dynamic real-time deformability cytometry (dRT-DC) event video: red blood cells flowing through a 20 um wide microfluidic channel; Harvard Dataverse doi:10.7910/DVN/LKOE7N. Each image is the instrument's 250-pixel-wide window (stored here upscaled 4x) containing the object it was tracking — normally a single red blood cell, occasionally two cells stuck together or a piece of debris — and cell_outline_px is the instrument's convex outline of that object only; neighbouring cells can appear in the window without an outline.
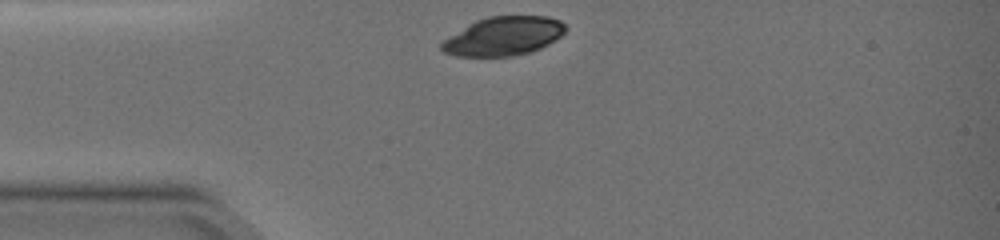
{"species": "common noctule bat (a hibernating species)", "species_latin": "Nyctalus noctula", "temperature_condition": "warm", "stored_images_in_passage": 33, "camera_frame_rate_fps": 3000, "um_per_image_px": 0.085, "animal": {"sex": "female", "body_mass_g": 19.0, "forearm_length_mm": 51.5}, "frame": {"image": 1, "passage_image": 1, "time_ms": 0.0, "image_size_px": [1000, 240], "cell_outline_px": [[564, 32], [560, 36], [548, 44], [532, 52], [512, 56], [456, 56], [444, 52], [440, 48], [440, 44], [444, 40], [476, 20], [488, 16], [548, 16], [560, 20], [564, 24]], "centroid_in_image_um": [42.8, 3.07], "position_along_channel_um": 42.2, "area_um2": 27.74}}
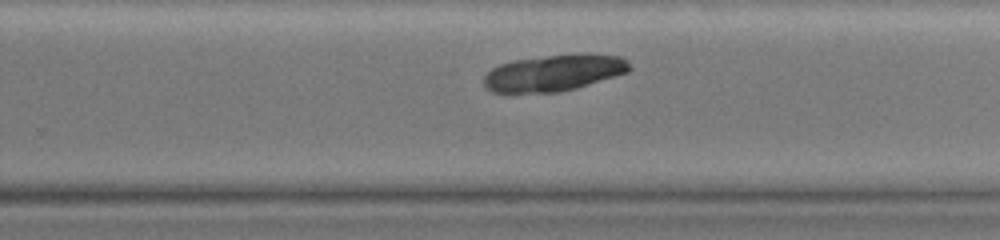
{"frame": {"image": 2, "passage_image": 22, "time_ms": 7.0, "image_size_px": [1000, 240], "cell_outline_px": [[632, 68], [628, 72], [576, 88], [560, 92], [492, 92], [484, 88], [484, 76], [492, 68], [500, 64], [516, 60], [548, 56], [620, 56], [628, 60]], "centroid_in_image_um": [47.04, 6.23], "position_along_channel_um": 282.8, "area_um2": 30.0}}
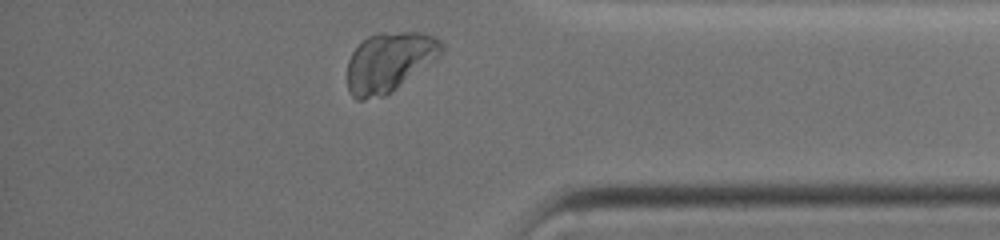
{"frame": {"image": 3, "passage_image": 32, "time_ms": 10.333, "image_size_px": [1000, 240], "cell_outline_px": [[444, 52], [440, 56], [384, 96], [364, 100], [356, 100], [348, 92], [348, 60], [352, 52], [368, 36], [376, 32], [424, 32], [436, 36], [444, 44]], "centroid_in_image_um": [33.1, 5.24], "position_along_channel_um": 402.1, "area_um2": 32.77}}